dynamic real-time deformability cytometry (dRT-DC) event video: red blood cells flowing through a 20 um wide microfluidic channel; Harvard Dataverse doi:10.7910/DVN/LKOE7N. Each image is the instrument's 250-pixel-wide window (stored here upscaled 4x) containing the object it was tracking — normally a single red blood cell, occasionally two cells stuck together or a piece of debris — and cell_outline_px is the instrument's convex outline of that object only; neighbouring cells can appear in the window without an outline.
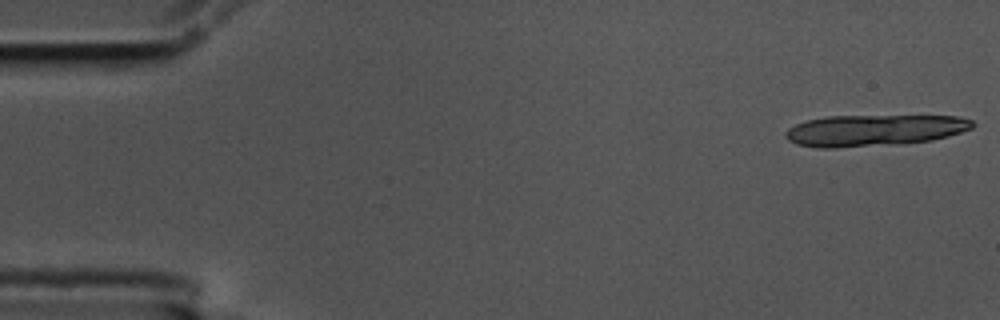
{"species": "common noctule bat (a hibernating species)", "species_latin": "Nyctalus noctula", "temperature_condition": "cold", "stored_images_in_passage": 5, "segment_of_instrument_passage": [1, 2], "camera_frame_rate_fps": 3000, "um_per_image_px": 0.085, "animal": {"sex": "male", "body_mass_g": 17.5, "forearm_length_mm": 52.3}, "frame": {"image": 1, "passage_image": 1, "time_ms": 0.0, "image_size_px": [1000, 320], "cell_outline_px": [[976, 124], [972, 128], [948, 136], [932, 140], [900, 144], [836, 148], [816, 148], [796, 144], [788, 140], [784, 136], [784, 132], [788, 128], [796, 124], [808, 120], [828, 116], [956, 116], [972, 120]], "centroid_in_image_um": [74.27, 11.09], "position_along_channel_um": 10.7, "area_um2": 34.39}}